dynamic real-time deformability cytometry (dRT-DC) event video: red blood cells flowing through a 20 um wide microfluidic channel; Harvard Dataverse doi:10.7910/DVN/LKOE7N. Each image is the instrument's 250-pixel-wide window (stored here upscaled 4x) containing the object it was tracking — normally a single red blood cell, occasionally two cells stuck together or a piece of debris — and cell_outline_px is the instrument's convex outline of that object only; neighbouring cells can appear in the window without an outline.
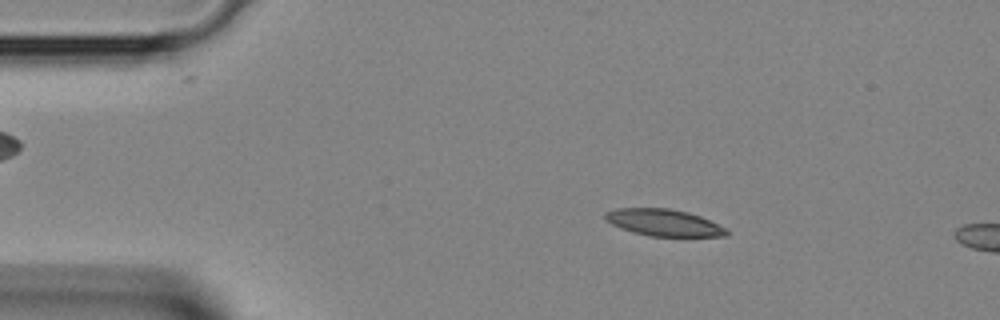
{"species": "Egyptian fruit bat (a non-hibernating species)", "species_latin": "Rousettus aegyptiacus", "temperature_condition": "room temperature", "stored_images_in_passage": 2, "camera_frame_rate_fps": 3000, "um_per_image_px": 0.085, "animal": {"sex": "female"}, "frame": {"image": 1, "passage_image": 1, "time_ms": 0.0, "image_size_px": [1000, 320], "cell_outline_px": [[728, 236], [648, 236], [632, 232], [620, 228], [604, 220], [604, 212], [616, 208], [668, 208], [688, 212], [700, 216], [728, 228]], "centroid_in_image_um": [56.4, 18.92], "position_along_channel_um": 28.6, "area_um2": 19.13}}